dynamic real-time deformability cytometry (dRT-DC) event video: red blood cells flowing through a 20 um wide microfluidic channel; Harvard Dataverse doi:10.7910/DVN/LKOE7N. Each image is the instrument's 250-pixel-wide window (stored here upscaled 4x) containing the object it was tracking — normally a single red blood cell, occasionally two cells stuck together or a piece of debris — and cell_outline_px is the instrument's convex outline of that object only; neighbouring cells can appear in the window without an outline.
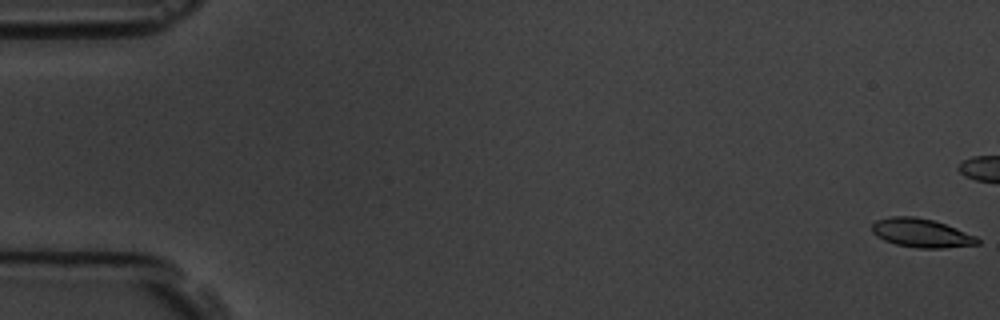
{"species": "common noctule bat (a hibernating species)", "species_latin": "Nyctalus noctula", "temperature_condition": "room temperature", "stored_images_in_passage": 12, "camera_frame_rate_fps": 3000, "um_per_image_px": 0.085, "animal": {"sex": "male", "body_mass_g": 19.5, "forearm_length_mm": 54.6}, "frame": {"image": 1, "passage_image": 1, "time_ms": 0.0, "image_size_px": [1000, 320], "cell_outline_px": [[980, 244], [944, 248], [916, 248], [896, 244], [884, 240], [876, 236], [872, 232], [872, 224], [876, 220], [892, 216], [912, 216], [932, 220], [956, 228], [976, 236], [980, 240]], "centroid_in_image_um": [78.31, 19.81], "position_along_channel_um": 6.7, "area_um2": 17.63}}
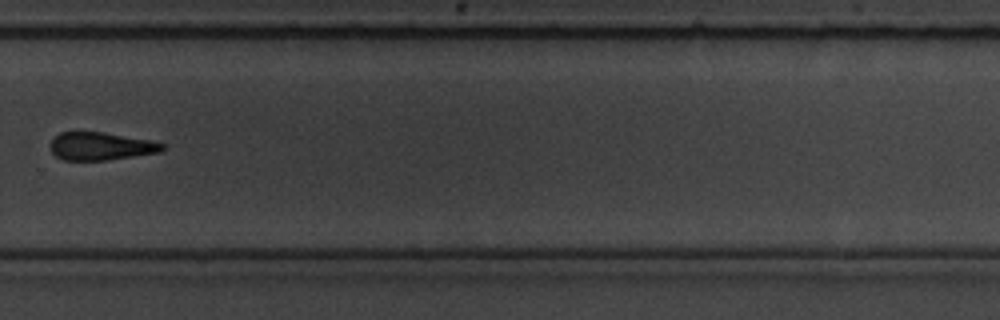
{"frame": {"image": 2, "passage_image": 12, "time_ms": 13.667, "image_size_px": [1000, 320], "cell_outline_px": [[164, 148], [160, 152], [108, 160], [64, 160], [56, 156], [52, 152], [48, 144], [52, 136], [60, 132], [76, 128], [104, 132], [148, 140], [164, 144]], "centroid_in_image_um": [8.43, 12.38], "position_along_channel_um": 321.4, "area_um2": 18.9}}